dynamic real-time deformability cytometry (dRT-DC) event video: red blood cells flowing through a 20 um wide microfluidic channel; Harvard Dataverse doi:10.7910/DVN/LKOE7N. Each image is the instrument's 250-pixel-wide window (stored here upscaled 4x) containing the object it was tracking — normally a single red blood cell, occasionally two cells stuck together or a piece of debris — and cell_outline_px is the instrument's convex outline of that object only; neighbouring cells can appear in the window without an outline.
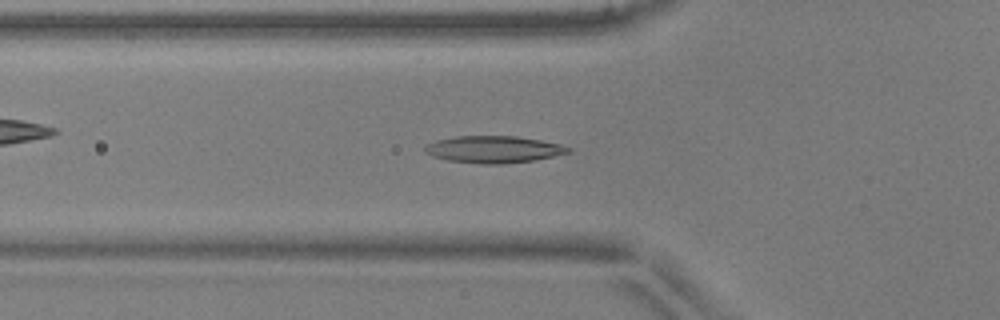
{"species": "common noctule bat (a hibernating species)", "species_latin": "Nyctalus noctula", "temperature_condition": "warm", "stored_images_in_passage": 50, "camera_frame_rate_fps": 3000, "um_per_image_px": 0.085, "animal": {"sex": "male", "body_mass_g": 17.9, "forearm_length_mm": 54.2}, "frame": {"image": 1, "passage_image": 17, "time_ms": 5.333, "image_size_px": [1000, 320], "cell_outline_px": [[572, 152], [532, 160], [504, 164], [480, 164], [448, 160], [432, 156], [424, 152], [424, 148], [428, 144], [440, 140], [456, 136], [516, 136], [540, 140], [560, 144], [572, 148]], "centroid_in_image_um": [41.98, 12.7], "position_along_channel_um": 83.8, "area_um2": 22.37}}
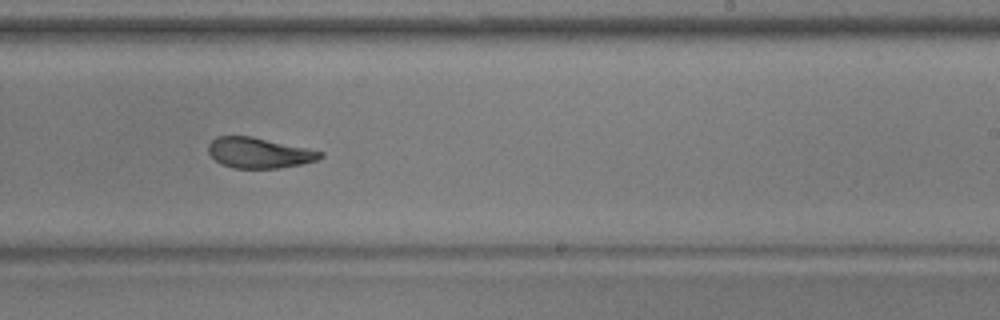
{"frame": {"image": 2, "passage_image": 31, "time_ms": 10.0, "image_size_px": [1000, 320], "cell_outline_px": [[324, 156], [316, 160], [300, 164], [276, 168], [232, 168], [220, 164], [208, 152], [208, 144], [216, 136], [252, 136], [308, 148], [324, 152]], "centroid_in_image_um": [22.0, 12.98], "position_along_channel_um": 267.0, "area_um2": 19.88}}
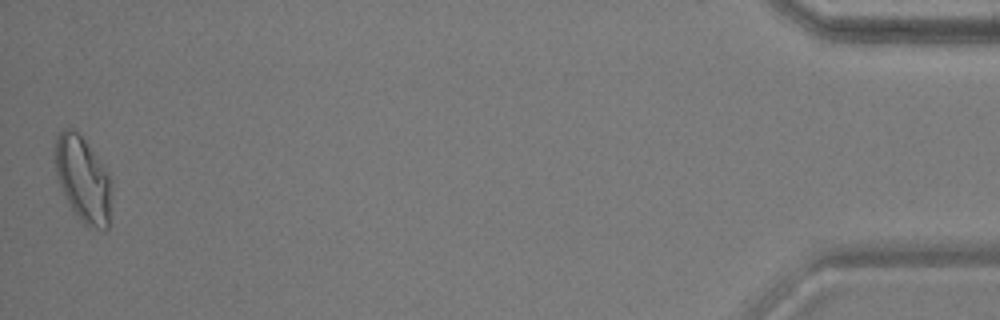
{"frame": {"image": 3, "passage_image": 50, "time_ms": 16.333, "image_size_px": [1000, 320], "cell_outline_px": [[108, 228], [104, 232], [84, 224], [80, 220], [72, 208], [60, 188], [56, 176], [56, 136], [64, 128], [72, 128], [84, 140], [104, 168], [108, 176]], "centroid_in_image_um": [7.0, 15.26], "position_along_channel_um": 428.2, "area_um2": 26.93}, "authors_computed_cell_mechanics": {"area_um2": 20.9525, "velocity_mm_per_s": 3.9025, "shape_relaxation_time_tau1_ms": null, "shape_relaxation_time_tau2_ms": 2.1343, "deformation_change_tau1": null, "deformation_change_tau2": 0.0888}}